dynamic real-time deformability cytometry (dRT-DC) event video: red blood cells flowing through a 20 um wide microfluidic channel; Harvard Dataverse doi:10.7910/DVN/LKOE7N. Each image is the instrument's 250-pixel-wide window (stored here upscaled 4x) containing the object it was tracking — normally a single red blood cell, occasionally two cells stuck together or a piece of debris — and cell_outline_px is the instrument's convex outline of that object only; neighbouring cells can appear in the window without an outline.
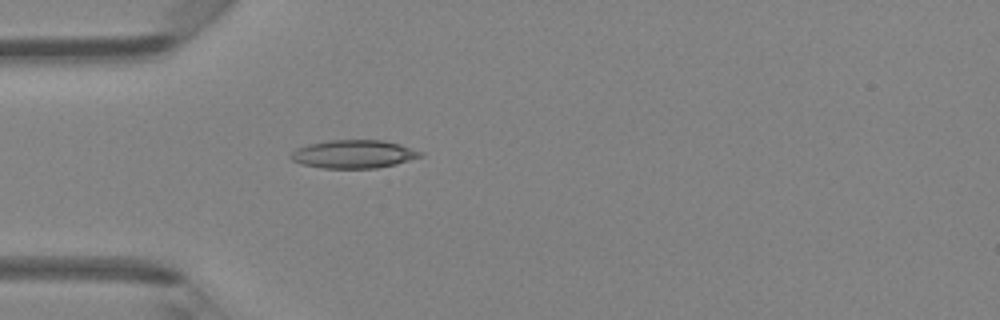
{"species": "Egyptian fruit bat (a non-hibernating species)", "species_latin": "Rousettus aegyptiacus", "temperature_condition": "room temperature", "stored_images_in_passage": 34, "camera_frame_rate_fps": 3000, "um_per_image_px": 0.085, "animal": {"sex": "female"}, "frame": {"image": 1, "passage_image": 1, "time_ms": 0.0, "image_size_px": [1000, 320], "cell_outline_px": [[424, 156], [396, 164], [376, 168], [324, 168], [300, 164], [292, 160], [288, 156], [296, 148], [308, 144], [328, 140], [384, 140], [400, 144], [424, 152]], "centroid_in_image_um": [30.07, 13.09], "position_along_channel_um": 54.9, "area_um2": 21.5}}
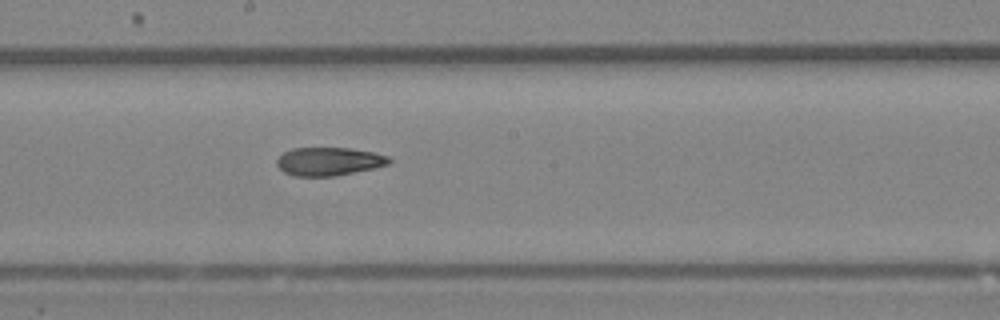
{"frame": {"image": 2, "passage_image": 13, "time_ms": 4.0, "image_size_px": [1000, 320], "cell_outline_px": [[392, 160], [388, 164], [372, 168], [336, 176], [292, 176], [284, 172], [276, 164], [276, 160], [284, 152], [292, 148], [348, 148], [372, 152], [388, 156]], "centroid_in_image_um": [27.92, 13.72], "position_along_channel_um": 220.3, "area_um2": 18.38}}
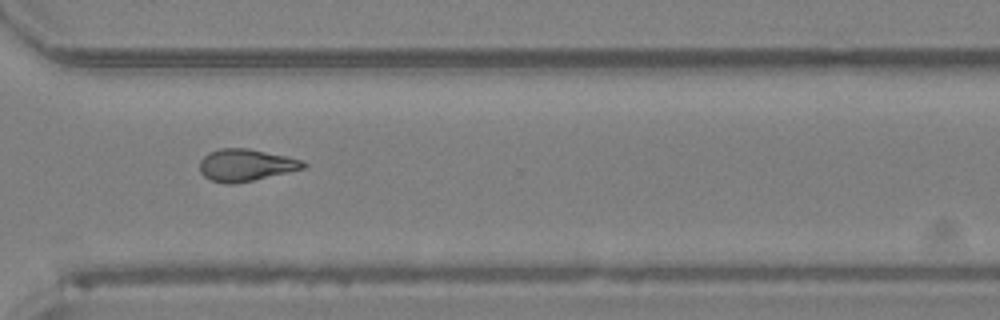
{"frame": {"image": 3, "passage_image": 22, "time_ms": 7.0, "image_size_px": [1000, 320], "cell_outline_px": [[308, 164], [304, 168], [252, 180], [232, 184], [228, 184], [212, 180], [204, 176], [200, 172], [200, 160], [208, 152], [220, 148], [248, 148], [304, 160]], "centroid_in_image_um": [20.88, 14.02], "position_along_channel_um": 349.7, "area_um2": 19.19}, "authors_computed_cell_mechanics": {"area_um2": 19.0162, "velocity_mm_per_s": 4.3088, "shape_relaxation_time_tau1_ms": null, "shape_relaxation_time_tau2_ms": 7.9428, "deformation_change_tau1": null, "deformation_change_tau2": 0.2058}}